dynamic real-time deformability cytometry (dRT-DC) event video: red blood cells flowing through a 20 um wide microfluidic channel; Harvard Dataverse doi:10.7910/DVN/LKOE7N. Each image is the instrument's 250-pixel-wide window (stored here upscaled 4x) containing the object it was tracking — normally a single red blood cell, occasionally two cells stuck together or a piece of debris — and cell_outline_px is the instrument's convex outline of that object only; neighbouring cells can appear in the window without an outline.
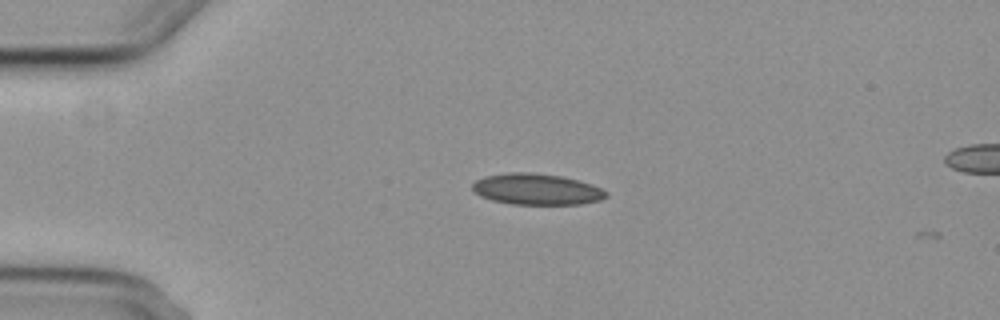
{"species": "common noctule bat (a hibernating species)", "species_latin": "Nyctalus noctula", "temperature_condition": "cold", "stored_images_in_passage": 3, "camera_frame_rate_fps": 3000, "um_per_image_px": 0.085, "animal": {"sex": "female", "body_mass_g": 29.2, "forearm_length_mm": 56.3}, "frame": {"image": 1, "passage_image": 2, "time_ms": 1.333, "image_size_px": [1000, 320], "cell_outline_px": [[608, 196], [600, 200], [580, 204], [508, 204], [492, 200], [480, 196], [472, 188], [472, 184], [476, 180], [484, 176], [508, 172], [532, 172], [560, 176], [592, 184], [608, 192]], "centroid_in_image_um": [45.6, 16.08], "position_along_channel_um": 39.4, "area_um2": 24.28}}